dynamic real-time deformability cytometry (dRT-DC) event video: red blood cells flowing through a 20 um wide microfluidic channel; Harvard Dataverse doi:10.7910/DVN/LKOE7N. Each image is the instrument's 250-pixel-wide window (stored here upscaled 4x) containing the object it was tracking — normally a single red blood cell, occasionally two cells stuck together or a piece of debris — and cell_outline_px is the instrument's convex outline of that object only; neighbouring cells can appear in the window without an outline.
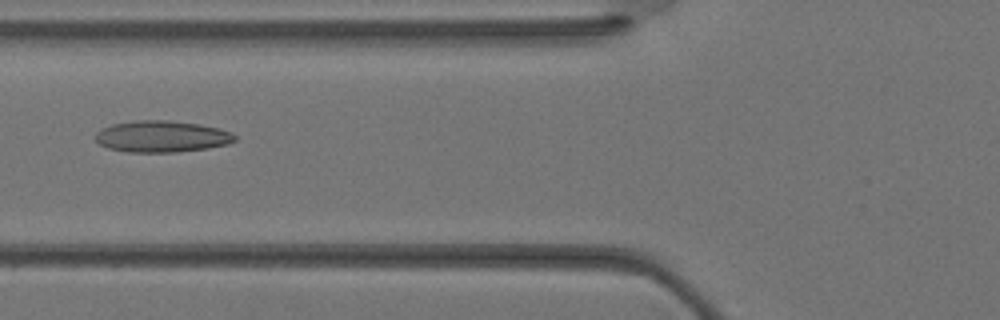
{"species": "Egyptian fruit bat (a non-hibernating species)", "species_latin": "Rousettus aegyptiacus", "temperature_condition": "warm", "stored_images_in_passage": 36, "camera_frame_rate_fps": 3000, "um_per_image_px": 0.085, "animal": {"sex": "female"}, "frame": {"image": 1, "passage_image": 14, "time_ms": 4.333, "image_size_px": [1000, 320], "cell_outline_px": [[236, 140], [228, 144], [208, 148], [176, 152], [128, 152], [108, 148], [100, 144], [96, 140], [96, 132], [100, 128], [112, 124], [136, 120], [168, 120], [200, 124], [232, 132], [236, 136]], "centroid_in_image_um": [13.74, 11.6], "position_along_channel_um": 112.1, "area_um2": 25.66}}
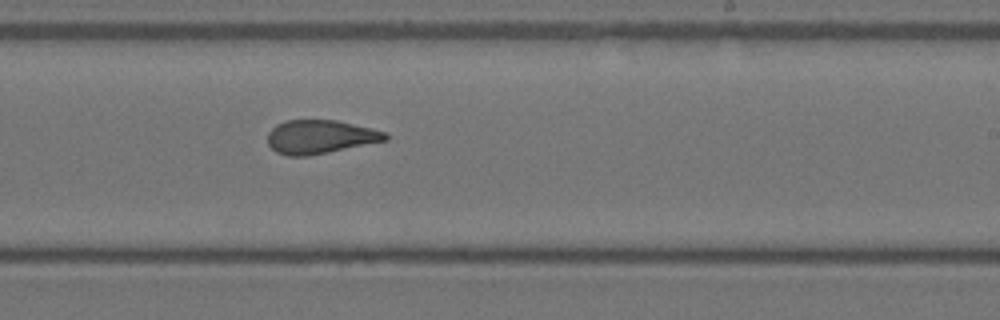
{"frame": {"image": 2, "passage_image": 22, "time_ms": 7.0, "image_size_px": [1000, 320], "cell_outline_px": [[388, 140], [308, 156], [288, 156], [276, 152], [268, 144], [268, 132], [276, 124], [288, 120], [336, 120], [384, 132], [388, 136]], "centroid_in_image_um": [27.17, 11.64], "position_along_channel_um": 261.8, "area_um2": 22.83}}
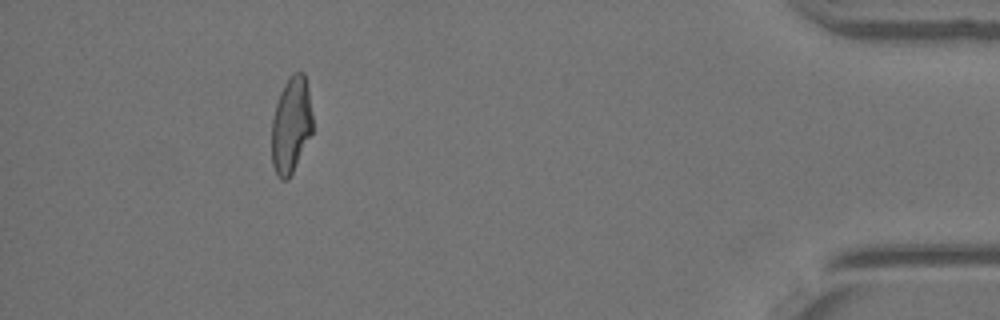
{"frame": {"image": 3, "passage_image": 33, "time_ms": 10.667, "image_size_px": [1000, 320], "cell_outline_px": [[312, 132], [288, 180], [280, 180], [276, 176], [272, 164], [272, 120], [276, 104], [280, 92], [288, 76], [292, 72], [304, 72], [308, 88], [312, 112]], "centroid_in_image_um": [24.73, 10.61], "position_along_channel_um": 410.5, "area_um2": 23.0}}